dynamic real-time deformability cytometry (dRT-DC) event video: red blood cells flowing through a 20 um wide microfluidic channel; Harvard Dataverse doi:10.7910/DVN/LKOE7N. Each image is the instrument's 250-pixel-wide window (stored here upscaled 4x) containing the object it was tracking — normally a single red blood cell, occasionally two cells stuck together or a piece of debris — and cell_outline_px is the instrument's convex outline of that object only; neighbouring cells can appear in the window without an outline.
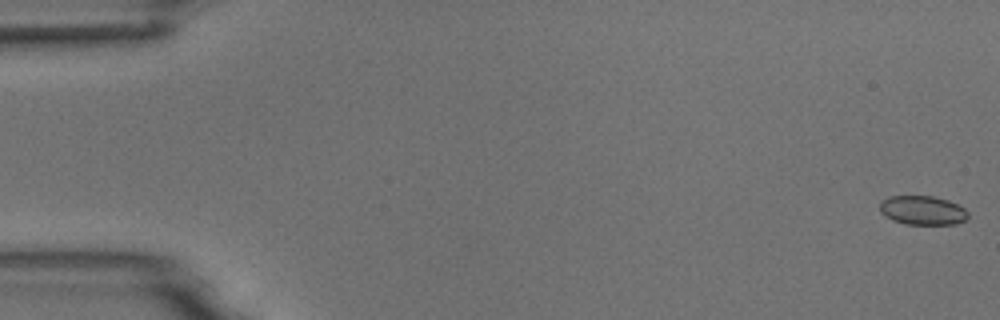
{"species": "common noctule bat (a hibernating species)", "species_latin": "Nyctalus noctula", "temperature_condition": "room temperature", "stored_images_in_passage": 55, "camera_frame_rate_fps": 3000, "um_per_image_px": 0.085, "animal": {"sex": "male", "body_mass_g": 18.8}, "frame": {"image": 1, "passage_image": 1, "time_ms": 0.0, "image_size_px": [1000, 320], "cell_outline_px": [[968, 216], [964, 220], [956, 224], [904, 224], [892, 220], [884, 216], [880, 212], [880, 200], [888, 196], [932, 196], [948, 200], [964, 208], [968, 212]], "centroid_in_image_um": [78.37, 17.87], "position_along_channel_um": 6.6, "area_um2": 15.03}}
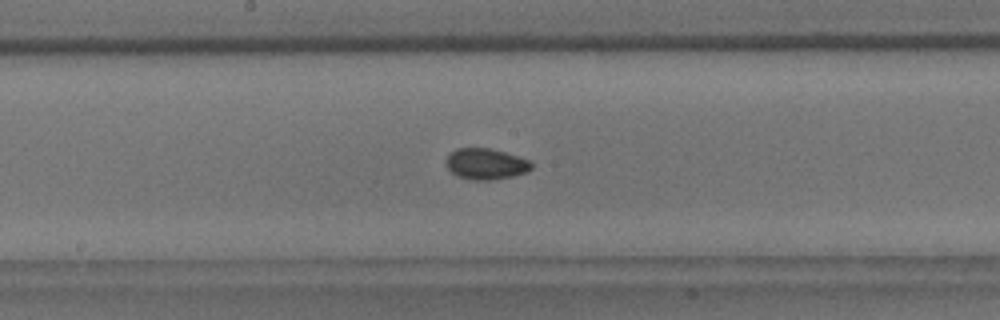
{"frame": {"image": 2, "passage_image": 29, "time_ms": 9.333, "image_size_px": [1000, 320], "cell_outline_px": [[532, 168], [528, 172], [512, 176], [488, 180], [476, 180], [456, 176], [448, 168], [448, 156], [456, 148], [488, 148], [504, 152], [528, 160], [532, 164]], "centroid_in_image_um": [41.31, 13.94], "position_along_channel_um": 206.9, "area_um2": 15.09}}
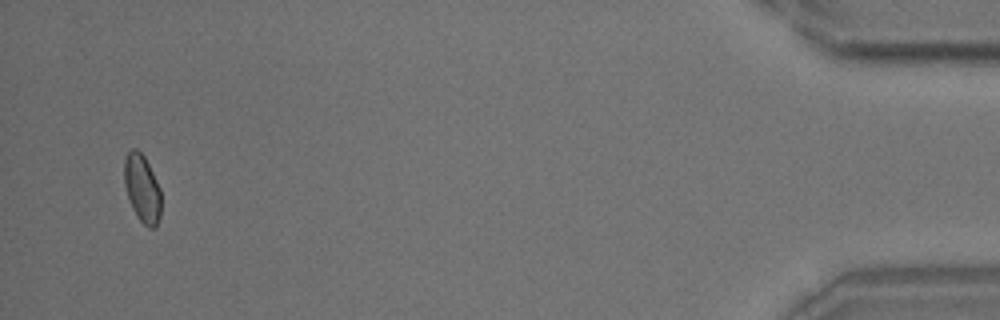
{"frame": {"image": 3, "passage_image": 53, "time_ms": 17.333, "image_size_px": [1000, 320], "cell_outline_px": [[160, 216], [156, 228], [148, 228], [140, 220], [132, 208], [124, 184], [124, 160], [128, 152], [132, 148], [136, 148], [144, 156], [160, 188]], "centroid_in_image_um": [12.08, 16.02], "position_along_channel_um": 423.1, "area_um2": 14.45}, "authors_computed_cell_mechanics": {"area_um2": 15.028, "velocity_mm_per_s": 3.7212, "shape_relaxation_time_tau1_ms": 8.6089, "shape_relaxation_time_tau2_ms": 2.8095, "deformation_change_tau1": 0.0757, "deformation_change_tau2": 0.0507}}